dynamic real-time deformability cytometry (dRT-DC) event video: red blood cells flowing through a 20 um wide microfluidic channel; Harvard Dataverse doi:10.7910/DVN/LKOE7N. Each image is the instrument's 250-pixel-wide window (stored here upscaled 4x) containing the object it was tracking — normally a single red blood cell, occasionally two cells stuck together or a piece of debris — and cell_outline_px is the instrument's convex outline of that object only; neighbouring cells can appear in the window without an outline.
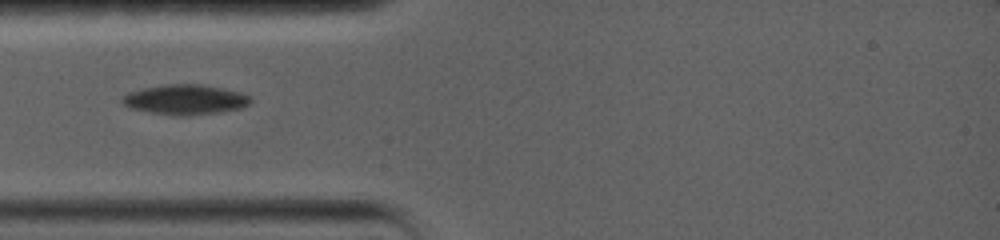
{"species": "common noctule bat (a hibernating species)", "species_latin": "Nyctalus noctula", "temperature_condition": "warm", "stored_images_in_passage": 14, "camera_frame_rate_fps": 5000, "um_per_image_px": 0.085, "animal": {"sex": "female", "body_mass_g": 19.0, "forearm_length_mm": 56.7}, "frame": {"image": 1, "passage_image": 1, "time_ms": 0.0, "image_size_px": [1000, 240], "cell_outline_px": [[252, 100], [248, 104], [240, 108], [220, 112], [184, 116], [180, 116], [148, 112], [132, 108], [124, 104], [120, 100], [128, 92], [144, 88], [168, 84], [200, 84], [224, 88], [240, 92], [248, 96]], "centroid_in_image_um": [15.74, 8.46], "position_along_channel_um": 69.3, "area_um2": 22.25}}
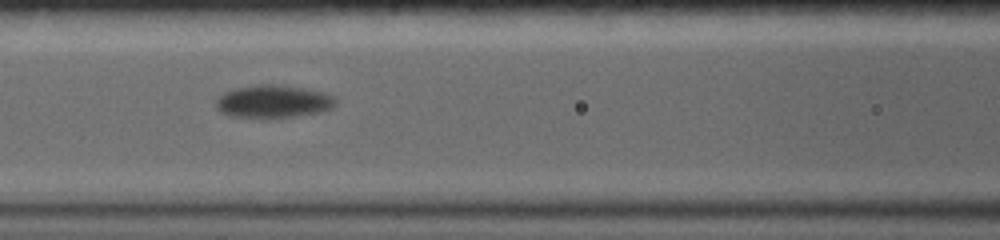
{"frame": {"image": 2, "passage_image": 7, "time_ms": 2.2, "image_size_px": [1000, 240], "cell_outline_px": [[336, 104], [332, 108], [324, 112], [296, 116], [232, 116], [220, 112], [216, 108], [216, 96], [224, 92], [236, 88], [256, 84], [280, 84], [304, 88], [324, 92], [332, 96], [336, 100]], "centroid_in_image_um": [23.24, 8.59], "position_along_channel_um": 143.4, "area_um2": 22.77}}